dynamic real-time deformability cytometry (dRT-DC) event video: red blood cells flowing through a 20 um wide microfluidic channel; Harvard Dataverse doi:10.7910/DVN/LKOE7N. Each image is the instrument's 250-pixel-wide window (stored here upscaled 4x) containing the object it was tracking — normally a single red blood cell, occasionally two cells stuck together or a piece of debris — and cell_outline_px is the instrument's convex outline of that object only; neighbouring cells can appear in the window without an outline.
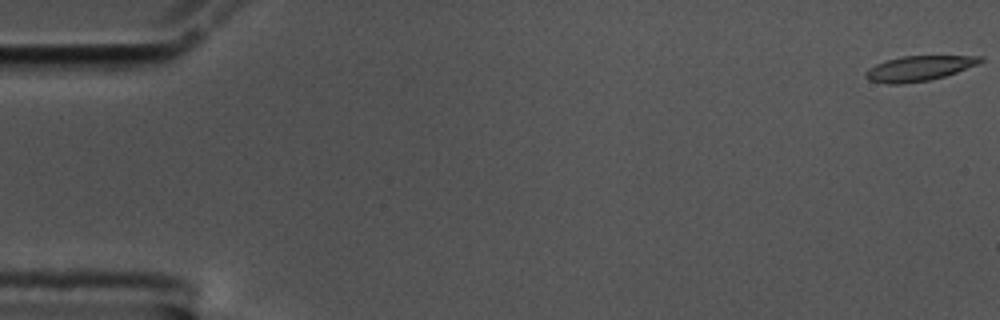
{"species": "common noctule bat (a hibernating species)", "species_latin": "Nyctalus noctula", "temperature_condition": "cold", "stored_images_in_passage": 15, "camera_frame_rate_fps": 3000, "um_per_image_px": 0.085, "animal": {"sex": "male", "body_mass_g": 17.5, "forearm_length_mm": 52.3}, "frame": {"image": 1, "passage_image": 1, "time_ms": 0.0, "image_size_px": [1000, 320], "cell_outline_px": [[984, 60], [976, 64], [956, 72], [944, 76], [928, 80], [904, 84], [888, 84], [868, 80], [864, 76], [864, 72], [868, 68], [876, 64], [900, 56], [984, 56]], "centroid_in_image_um": [78.05, 5.81], "position_along_channel_um": 6.9, "area_um2": 16.65}}